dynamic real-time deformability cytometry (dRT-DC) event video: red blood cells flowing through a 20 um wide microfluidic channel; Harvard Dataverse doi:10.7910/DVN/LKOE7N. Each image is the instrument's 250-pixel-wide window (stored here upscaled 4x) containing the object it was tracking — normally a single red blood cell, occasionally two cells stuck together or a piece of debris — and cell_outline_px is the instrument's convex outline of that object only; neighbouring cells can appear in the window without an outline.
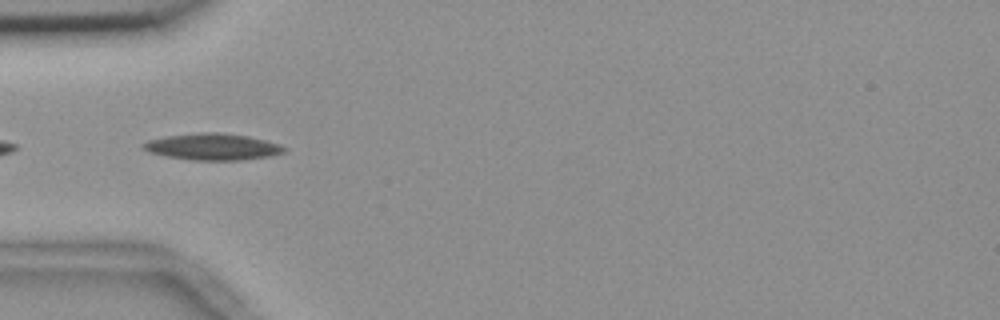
{"species": "common noctule bat (a hibernating species)", "species_latin": "Nyctalus noctula", "temperature_condition": "room temperature", "stored_images_in_passage": 40, "camera_frame_rate_fps": 3000, "um_per_image_px": 0.085, "animal": {"sex": "female", "body_mass_g": 18.4}, "frame": {"image": 1, "passage_image": 2, "time_ms": 0.333, "image_size_px": [1000, 320], "cell_outline_px": [[288, 148], [284, 152], [268, 156], [240, 160], [192, 160], [168, 156], [148, 152], [140, 148], [140, 144], [148, 140], [168, 136], [200, 132], [220, 132], [248, 136], [280, 144]], "centroid_in_image_um": [18.05, 12.47], "position_along_channel_um": 67.0, "area_um2": 21.79}}
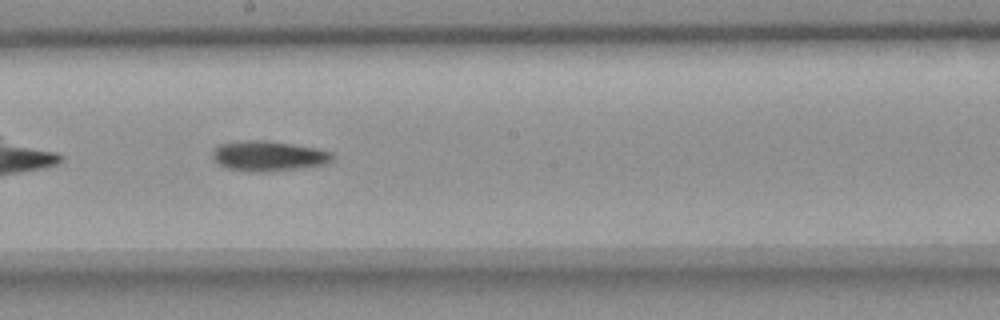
{"frame": {"image": 2, "passage_image": 15, "time_ms": 4.667, "image_size_px": [1000, 320], "cell_outline_px": [[332, 160], [328, 164], [300, 168], [264, 172], [252, 172], [228, 168], [220, 164], [212, 156], [212, 152], [220, 144], [248, 140], [264, 140], [316, 148], [332, 152]], "centroid_in_image_um": [22.85, 13.27], "position_along_channel_um": 225.4, "area_um2": 20.81}}
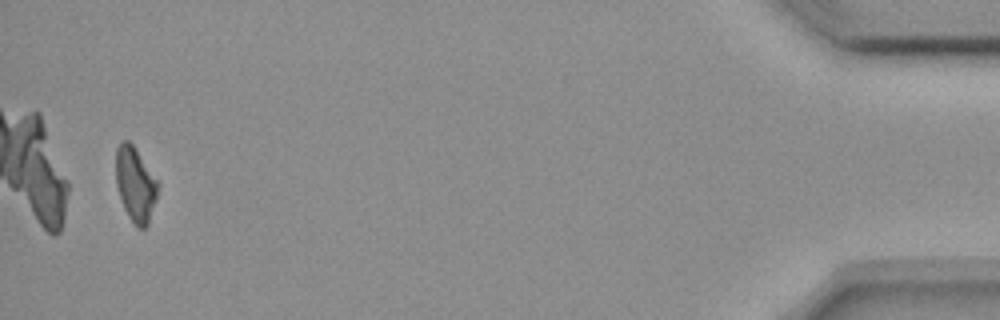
{"frame": {"image": 3, "passage_image": 38, "time_ms": 12.333, "image_size_px": [1000, 320], "cell_outline_px": [[160, 184], [156, 200], [148, 224], [144, 228], [136, 228], [128, 216], [124, 208], [116, 184], [116, 148], [124, 140], [128, 140], [136, 148]], "centroid_in_image_um": [11.52, 15.68], "position_along_channel_um": 423.7, "area_um2": 18.32}, "authors_computed_cell_mechanics": {"area_um2": 19.7965, "velocity_mm_per_s": 3.6749, "shape_relaxation_time_tau1_ms": 5.51, "shape_relaxation_time_tau2_ms": null, "deformation_change_tau1": 0.1389, "deformation_change_tau2": null}}